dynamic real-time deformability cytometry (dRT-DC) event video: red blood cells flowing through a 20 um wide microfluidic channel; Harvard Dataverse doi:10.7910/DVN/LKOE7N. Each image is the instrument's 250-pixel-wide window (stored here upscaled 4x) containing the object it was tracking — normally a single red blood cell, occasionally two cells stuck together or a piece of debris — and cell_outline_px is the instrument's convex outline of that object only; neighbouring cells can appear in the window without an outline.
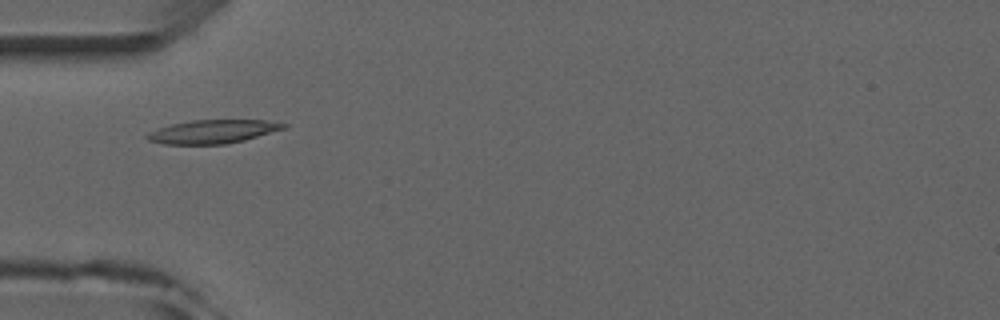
{"species": "common noctule bat (a hibernating species)", "species_latin": "Nyctalus noctula", "temperature_condition": "room temperature", "stored_images_in_passage": 8, "camera_frame_rate_fps": 3000, "um_per_image_px": 0.085, "animal": {"sex": "male", "forearm_length_mm": 52.5}, "frame": {"image": 1, "passage_image": 5, "time_ms": 4.333, "image_size_px": [1000, 320], "cell_outline_px": [[288, 124], [284, 128], [244, 140], [224, 144], [164, 144], [148, 140], [144, 136], [148, 132], [172, 124], [192, 120], [264, 120]], "centroid_in_image_um": [18.04, 11.18], "position_along_channel_um": 67.0, "area_um2": 18.44}}
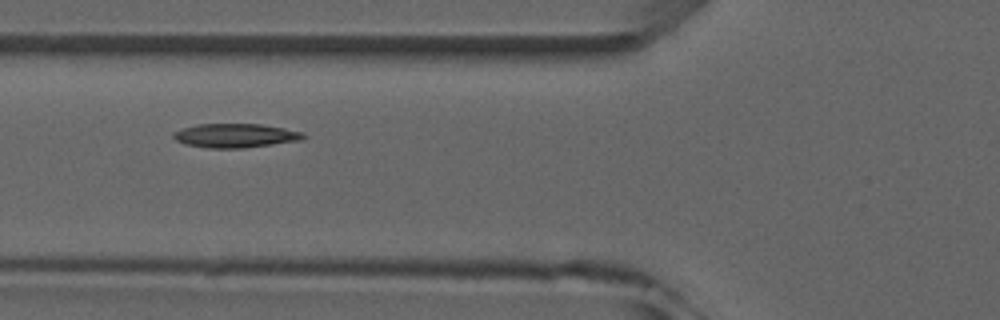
{"frame": {"image": 2, "passage_image": 6, "time_ms": 5.333, "image_size_px": [1000, 320], "cell_outline_px": [[308, 136], [304, 140], [244, 148], [208, 148], [184, 144], [176, 140], [172, 136], [172, 132], [184, 128], [200, 124], [260, 124], [284, 128], [304, 132]], "centroid_in_image_um": [20.06, 11.53], "position_along_channel_um": 105.7, "area_um2": 18.32}}
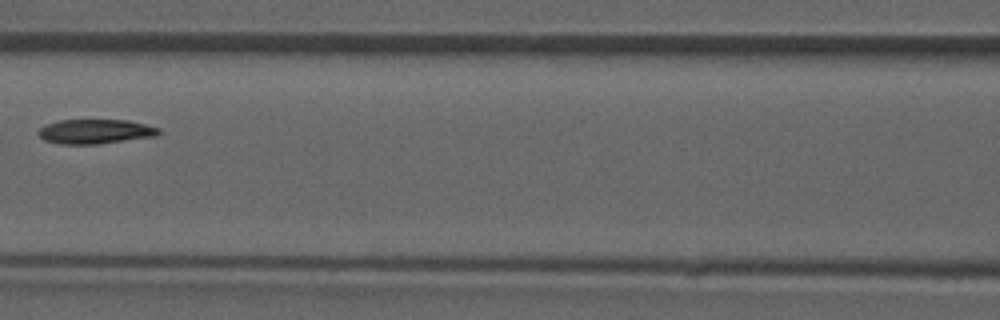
{"frame": {"image": 3, "passage_image": 7, "time_ms": 6.667, "image_size_px": [1000, 320], "cell_outline_px": [[160, 132], [156, 136], [96, 144], [60, 144], [44, 140], [36, 132], [40, 128], [48, 124], [60, 120], [128, 120], [160, 128]], "centroid_in_image_um": [8.09, 11.18], "position_along_channel_um": 158.5, "area_um2": 17.05}}